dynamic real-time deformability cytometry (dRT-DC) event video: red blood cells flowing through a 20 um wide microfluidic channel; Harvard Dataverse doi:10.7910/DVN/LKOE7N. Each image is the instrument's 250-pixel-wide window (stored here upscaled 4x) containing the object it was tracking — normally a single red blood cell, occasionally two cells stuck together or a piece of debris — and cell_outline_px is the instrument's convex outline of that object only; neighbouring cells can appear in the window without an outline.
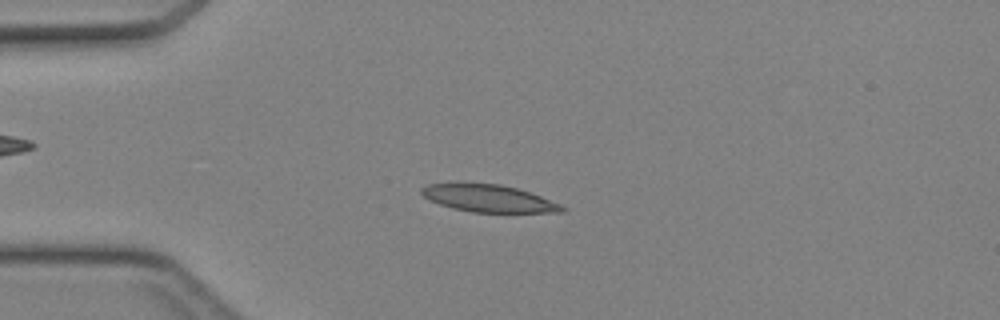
{"species": "Egyptian fruit bat (a non-hibernating species)", "species_latin": "Rousettus aegyptiacus", "temperature_condition": "cold", "stored_images_in_passage": 39, "camera_frame_rate_fps": 3000, "um_per_image_px": 0.085, "animal": {"sex": "female"}, "frame": {"image": 1, "passage_image": 5, "time_ms": 1.333, "image_size_px": [1000, 320], "cell_outline_px": [[568, 208], [564, 212], [472, 212], [452, 208], [440, 204], [424, 196], [420, 192], [420, 188], [428, 184], [500, 184], [516, 188], [540, 196], [560, 204]], "centroid_in_image_um": [41.56, 16.88], "position_along_channel_um": 43.4, "area_um2": 21.85}}
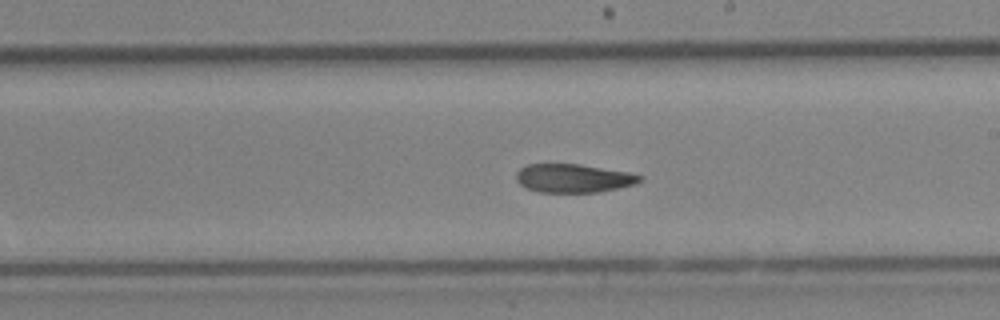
{"frame": {"image": 2, "passage_image": 20, "time_ms": 6.333, "image_size_px": [1000, 320], "cell_outline_px": [[644, 180], [636, 184], [600, 192], [540, 192], [528, 188], [520, 184], [516, 180], [516, 172], [520, 168], [528, 164], [580, 164], [628, 172], [644, 176]], "centroid_in_image_um": [48.78, 15.15], "position_along_channel_um": 240.2, "area_um2": 20.63}}
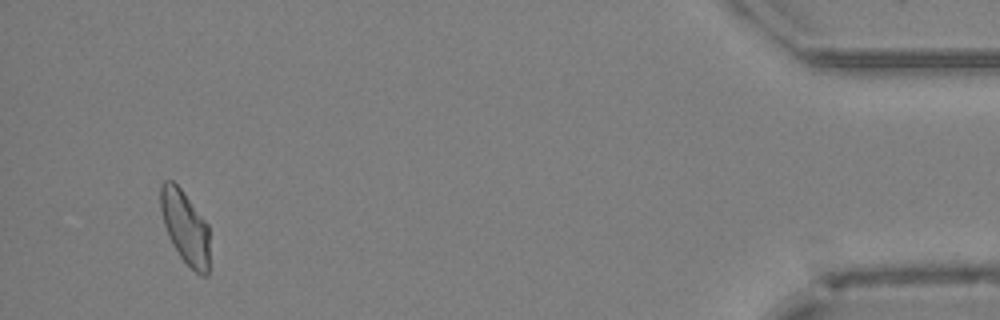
{"frame": {"image": 3, "passage_image": 37, "time_ms": 12.0, "image_size_px": [1000, 320], "cell_outline_px": [[208, 276], [200, 276], [180, 256], [172, 244], [168, 236], [164, 224], [160, 208], [160, 184], [164, 180], [172, 180], [180, 188], [208, 224]], "centroid_in_image_um": [15.72, 19.29], "position_along_channel_um": 419.5, "area_um2": 20.69}}